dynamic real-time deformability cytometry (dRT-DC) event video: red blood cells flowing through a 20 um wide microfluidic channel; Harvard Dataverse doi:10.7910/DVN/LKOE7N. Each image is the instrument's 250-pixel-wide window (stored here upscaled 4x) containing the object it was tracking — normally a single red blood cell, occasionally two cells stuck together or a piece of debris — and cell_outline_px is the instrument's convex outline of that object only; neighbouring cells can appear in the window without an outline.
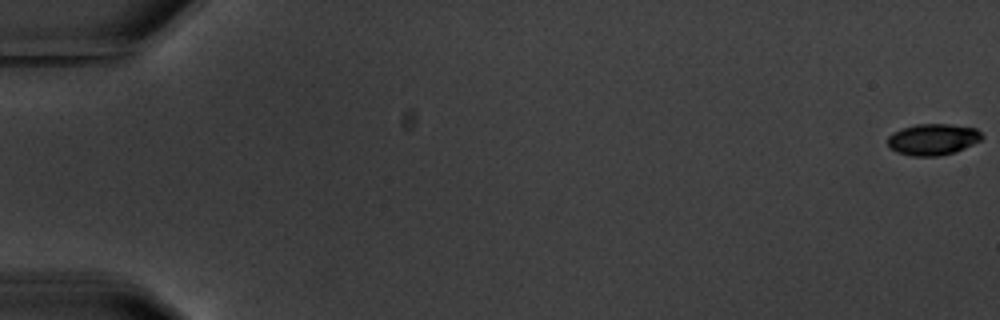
{"species": "common noctule bat (a hibernating species)", "species_latin": "Nyctalus noctula", "temperature_condition": "warm", "stored_images_in_passage": 7, "camera_frame_rate_fps": 3000, "um_per_image_px": 0.085, "animal": {"sex": "male", "body_mass_g": 20.1, "forearm_length_mm": 53.5}, "frame": {"image": 1, "passage_image": 1, "time_ms": 0.0, "image_size_px": [1000, 320], "cell_outline_px": [[984, 136], [980, 140], [956, 152], [940, 156], [912, 156], [896, 152], [888, 144], [888, 136], [892, 132], [916, 124], [948, 124], [976, 128]], "centroid_in_image_um": [79.3, 11.85], "position_along_channel_um": 5.7, "area_um2": 17.17}}